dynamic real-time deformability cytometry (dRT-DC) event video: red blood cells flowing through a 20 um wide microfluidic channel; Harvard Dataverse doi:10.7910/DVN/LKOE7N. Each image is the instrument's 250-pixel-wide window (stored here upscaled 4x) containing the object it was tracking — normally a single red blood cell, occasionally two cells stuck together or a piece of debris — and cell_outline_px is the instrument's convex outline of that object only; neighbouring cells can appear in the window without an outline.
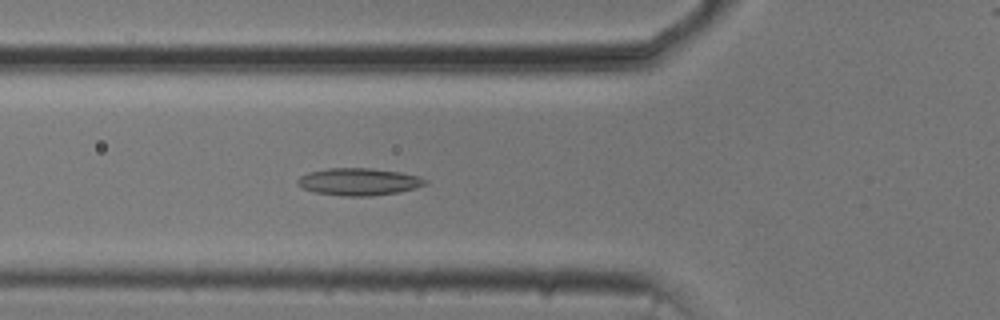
{"species": "common noctule bat (a hibernating species)", "species_latin": "Nyctalus noctula", "temperature_condition": "cold", "stored_images_in_passage": 54, "camera_frame_rate_fps": 3000, "um_per_image_px": 0.085, "animal": {"sex": "male", "body_mass_g": 20.5, "forearm_length_mm": 52.5}, "frame": {"image": 1, "passage_image": 19, "time_ms": 6.0, "image_size_px": [1000, 320], "cell_outline_px": [[428, 184], [416, 188], [400, 192], [372, 196], [344, 196], [316, 192], [304, 188], [296, 184], [296, 180], [300, 176], [308, 172], [328, 168], [372, 168], [400, 172], [420, 176], [428, 180]], "centroid_in_image_um": [30.54, 15.44], "position_along_channel_um": 95.3, "area_um2": 20.46}}
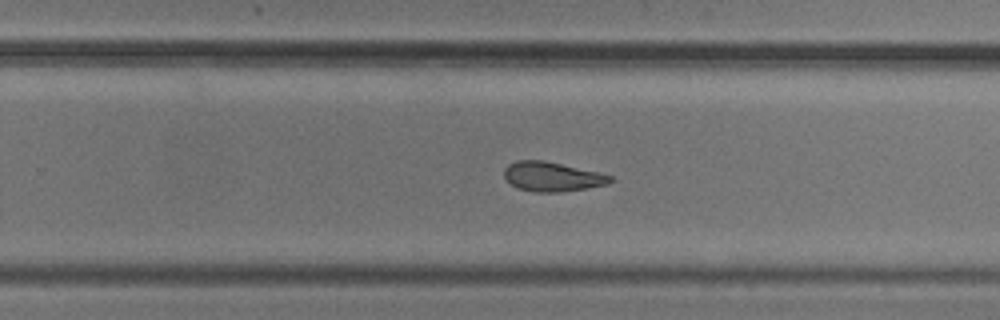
{"frame": {"image": 2, "passage_image": 34, "time_ms": 11.0, "image_size_px": [1000, 320], "cell_outline_px": [[612, 180], [608, 184], [560, 192], [536, 192], [516, 188], [504, 176], [504, 168], [508, 164], [516, 160], [544, 160], [600, 172], [612, 176]], "centroid_in_image_um": [46.92, 15.0], "position_along_channel_um": 282.9, "area_um2": 18.21}}
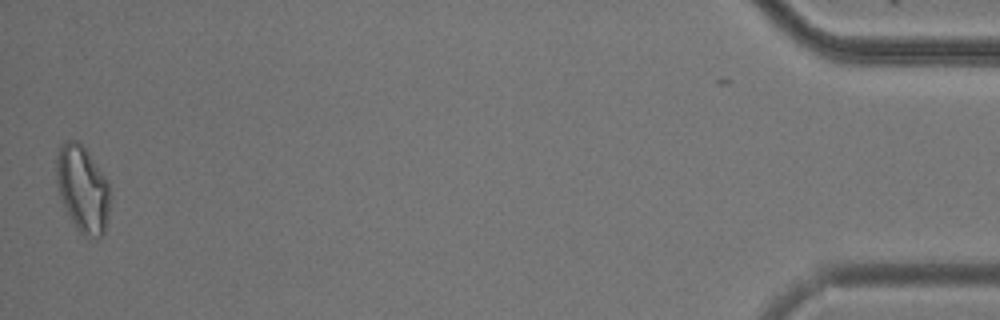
{"frame": {"image": 3, "passage_image": 53, "time_ms": 17.333, "image_size_px": [1000, 320], "cell_outline_px": [[108, 216], [104, 232], [96, 240], [88, 240], [76, 228], [60, 196], [56, 184], [56, 156], [60, 144], [64, 140], [80, 140], [108, 180]], "centroid_in_image_um": [7.0, 16.03], "position_along_channel_um": 428.2, "area_um2": 27.28}, "authors_computed_cell_mechanics": {"area_um2": 20.0855, "velocity_mm_per_s": 3.7432, "shape_relaxation_time_tau1_ms": null, "shape_relaxation_time_tau2_ms": 3.7607, "deformation_change_tau1": null, "deformation_change_tau2": 0.1082}}